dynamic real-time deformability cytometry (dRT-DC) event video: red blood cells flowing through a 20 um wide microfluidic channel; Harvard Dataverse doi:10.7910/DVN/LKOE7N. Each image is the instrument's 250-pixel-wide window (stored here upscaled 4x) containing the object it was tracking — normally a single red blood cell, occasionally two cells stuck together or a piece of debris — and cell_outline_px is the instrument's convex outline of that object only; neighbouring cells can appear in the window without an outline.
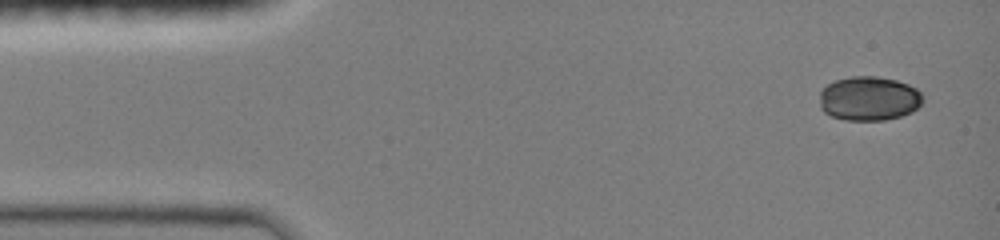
{"species": "common noctule bat (a hibernating species)", "species_latin": "Nyctalus noctula", "temperature_condition": "room temperature", "stored_images_in_passage": 22, "camera_frame_rate_fps": 3000, "um_per_image_px": 0.085, "animal": {"sex": "female", "body_mass_g": 19.0, "forearm_length_mm": 51.5}, "frame": {"image": 1, "passage_image": 1, "time_ms": 0.0, "image_size_px": [1000, 240], "cell_outline_px": [[924, 100], [912, 112], [900, 116], [884, 120], [844, 120], [832, 116], [824, 112], [820, 108], [820, 92], [828, 84], [836, 80], [852, 76], [876, 76], [896, 80], [908, 84], [916, 88], [924, 96]], "centroid_in_image_um": [73.87, 8.37], "position_along_channel_um": 11.1, "area_um2": 26.7}}
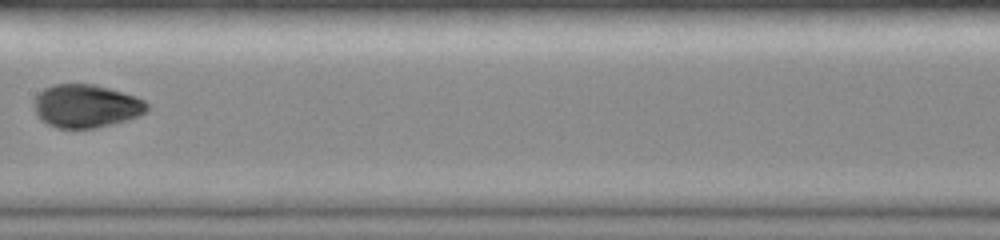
{"frame": {"image": 2, "passage_image": 10, "time_ms": 7.0, "image_size_px": [1000, 240], "cell_outline_px": [[148, 108], [144, 112], [128, 120], [96, 128], [56, 128], [40, 120], [36, 116], [36, 96], [44, 88], [52, 84], [96, 84], [136, 96], [144, 100], [148, 104]], "centroid_in_image_um": [7.32, 9.01], "position_along_channel_um": 200.1, "area_um2": 28.38}}
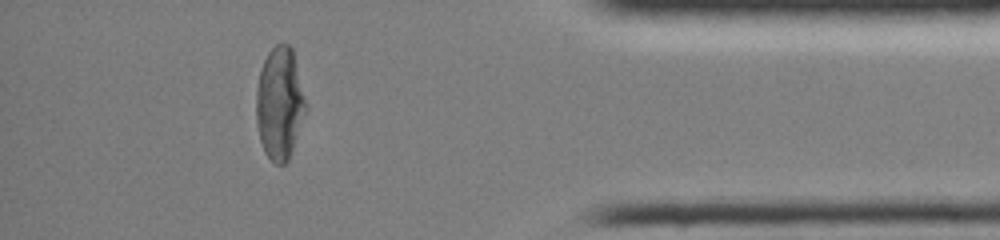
{"frame": {"image": 3, "passage_image": 19, "time_ms": 12.667, "image_size_px": [1000, 240], "cell_outline_px": [[308, 108], [288, 160], [284, 164], [276, 164], [264, 152], [260, 140], [256, 120], [256, 88], [260, 72], [264, 60], [268, 52], [276, 44], [288, 44], [292, 48]], "centroid_in_image_um": [23.77, 8.79], "position_along_channel_um": 411.4, "area_um2": 32.43}, "authors_computed_cell_mechanics": {"area_um2": 28.9, "velocity_mm_per_s": 4.1557, "shape_relaxation_time_tau1_ms": 4.8075, "shape_relaxation_time_tau2_ms": null, "deformation_change_tau1": 0.2024, "deformation_change_tau2": null}}